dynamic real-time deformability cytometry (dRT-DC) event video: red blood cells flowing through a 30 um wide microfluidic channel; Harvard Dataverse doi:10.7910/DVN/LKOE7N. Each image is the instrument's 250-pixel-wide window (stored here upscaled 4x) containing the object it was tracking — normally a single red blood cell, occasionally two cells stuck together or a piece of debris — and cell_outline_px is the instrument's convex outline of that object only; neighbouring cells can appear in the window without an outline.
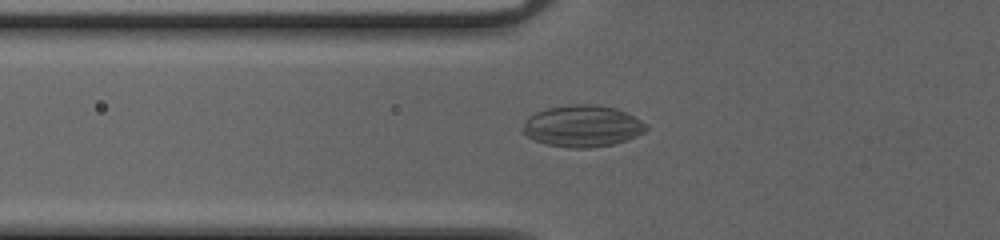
{"species": "common noctule bat (a hibernating species)", "species_latin": "Nyctalus noctula", "temperature_condition": "cold", "stored_images_in_passage": 47, "camera_frame_rate_fps": 3000, "um_per_image_px": 0.085, "animal": {"sex": "female", "body_mass_g": 20.0, "forearm_length_mm": 54.0}, "frame": {"image": 1, "passage_image": 15, "time_ms": 4.667, "image_size_px": [1000, 240], "cell_outline_px": [[648, 128], [644, 132], [636, 136], [612, 144], [588, 148], [568, 148], [548, 144], [536, 140], [520, 132], [528, 116], [536, 112], [548, 108], [572, 104], [596, 104], [616, 108], [648, 124]], "centroid_in_image_um": [49.49, 10.71], "position_along_channel_um": 76.3, "area_um2": 29.77}}
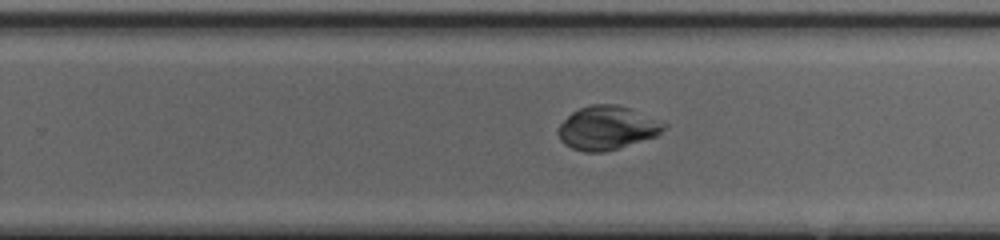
{"frame": {"image": 2, "passage_image": 30, "time_ms": 9.667, "image_size_px": [1000, 240], "cell_outline_px": [[668, 124], [656, 136], [604, 152], [584, 152], [572, 148], [564, 144], [560, 140], [556, 132], [560, 124], [572, 112], [580, 108], [592, 104], [616, 104], [628, 108]], "centroid_in_image_um": [51.55, 10.88], "position_along_channel_um": 278.2, "area_um2": 26.59}}
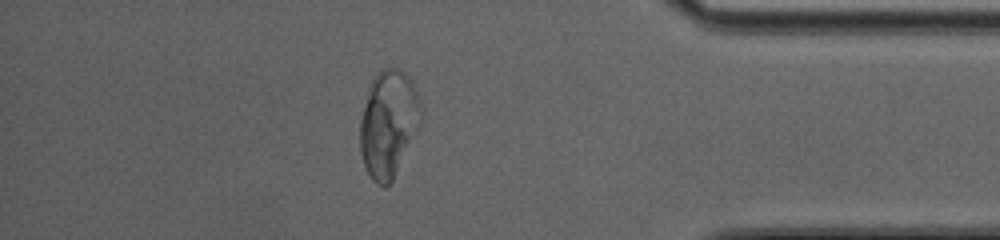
{"frame": {"image": 3, "passage_image": 41, "time_ms": 13.333, "image_size_px": [1000, 240], "cell_outline_px": [[424, 108], [420, 124], [392, 180], [384, 188], [376, 184], [372, 180], [364, 164], [360, 152], [360, 120], [368, 88], [376, 72], [384, 68], [396, 68], [404, 72], [412, 80]], "centroid_in_image_um": [33.03, 10.48], "position_along_channel_um": 402.2, "area_um2": 38.09}, "authors_computed_cell_mechanics": {"area_um2": 28.9578, "velocity_mm_per_s": 4.0308, "shape_relaxation_time_tau1_ms": 6.3253, "shape_relaxation_time_tau2_ms": null, "deformation_change_tau1": 0.1102, "deformation_change_tau2": null}}